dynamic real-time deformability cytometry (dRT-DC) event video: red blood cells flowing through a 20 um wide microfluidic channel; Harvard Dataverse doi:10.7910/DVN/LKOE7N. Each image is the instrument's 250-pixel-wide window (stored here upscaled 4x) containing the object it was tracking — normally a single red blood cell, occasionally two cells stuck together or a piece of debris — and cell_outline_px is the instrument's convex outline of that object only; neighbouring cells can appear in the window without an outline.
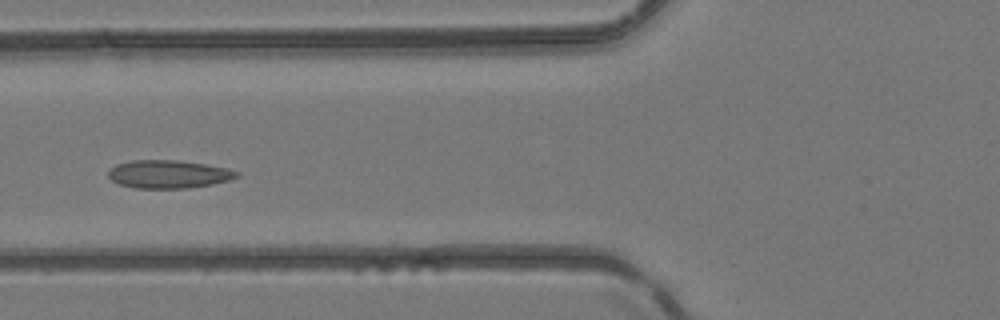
{"species": "common noctule bat (a hibernating species)", "species_latin": "Nyctalus noctula", "temperature_condition": "room temperature", "stored_images_in_passage": 5, "camera_frame_rate_fps": 3000, "um_per_image_px": 0.085, "animal": {"sex": "female", "body_mass_g": 24.6, "forearm_length_mm": 56.2}, "frame": {"image": 1, "passage_image": 4, "time_ms": 3.667, "image_size_px": [1000, 320], "cell_outline_px": [[240, 176], [228, 180], [212, 184], [188, 188], [136, 188], [120, 184], [112, 180], [108, 176], [108, 172], [116, 164], [132, 160], [176, 160], [204, 164], [228, 168], [240, 172]], "centroid_in_image_um": [14.34, 14.8], "position_along_channel_um": 111.5, "area_um2": 20.92}}
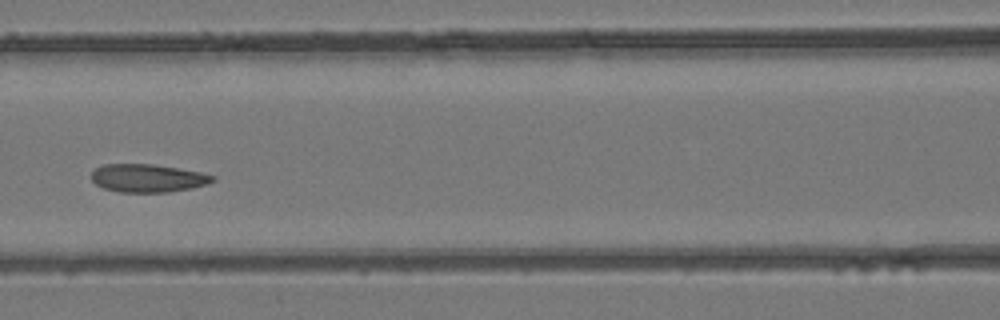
{"frame": {"image": 2, "passage_image": 5, "time_ms": 4.667, "image_size_px": [1000, 320], "cell_outline_px": [[216, 180], [208, 184], [192, 188], [168, 192], [120, 192], [104, 188], [96, 184], [92, 180], [92, 172], [96, 168], [104, 164], [152, 164], [200, 172], [216, 176]], "centroid_in_image_um": [12.58, 15.14], "position_along_channel_um": 154.0, "area_um2": 19.77}}